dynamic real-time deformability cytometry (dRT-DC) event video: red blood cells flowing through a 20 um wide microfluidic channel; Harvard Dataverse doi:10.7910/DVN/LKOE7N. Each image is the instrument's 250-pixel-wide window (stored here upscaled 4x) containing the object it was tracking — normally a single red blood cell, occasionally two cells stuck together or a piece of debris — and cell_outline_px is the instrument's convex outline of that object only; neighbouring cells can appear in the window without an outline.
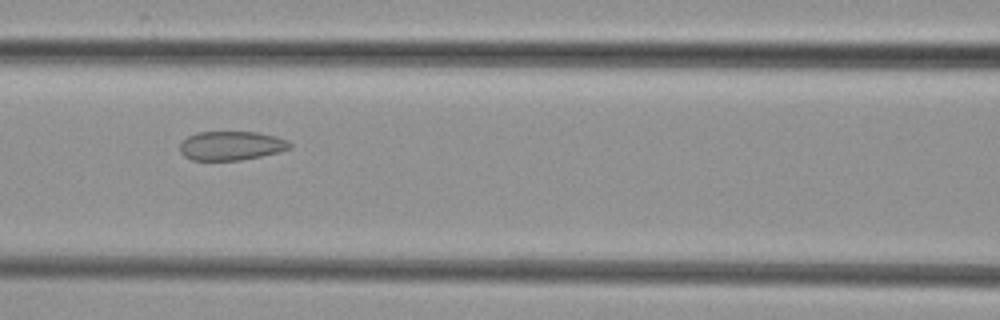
{"species": "common noctule bat (a hibernating species)", "species_latin": "Nyctalus noctula", "temperature_condition": "cold", "stored_images_in_passage": 7, "camera_frame_rate_fps": 3000, "um_per_image_px": 0.085, "animal": {"sex": "female", "body_mass_g": 29.2, "forearm_length_mm": 56.3}, "frame": {"image": 1, "passage_image": 5, "time_ms": 4.667, "image_size_px": [1000, 320], "cell_outline_px": [[292, 148], [280, 152], [240, 160], [192, 160], [184, 156], [180, 152], [180, 144], [188, 136], [196, 132], [256, 132], [276, 136], [288, 140], [292, 144]], "centroid_in_image_um": [19.68, 12.38], "position_along_channel_um": 146.9, "area_um2": 18.67}}
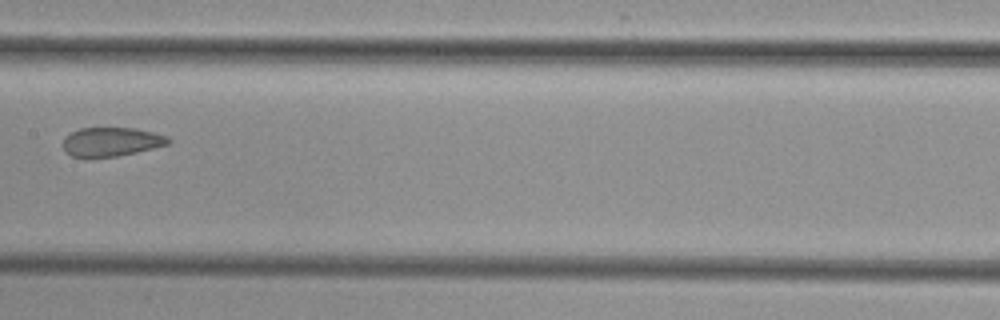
{"frame": {"image": 2, "passage_image": 6, "time_ms": 6.0, "image_size_px": [1000, 320], "cell_outline_px": [[172, 140], [168, 144], [136, 152], [116, 156], [72, 156], [64, 152], [64, 136], [80, 128], [136, 128], [168, 136]], "centroid_in_image_um": [9.47, 12.03], "position_along_channel_um": 197.9, "area_um2": 17.51}}
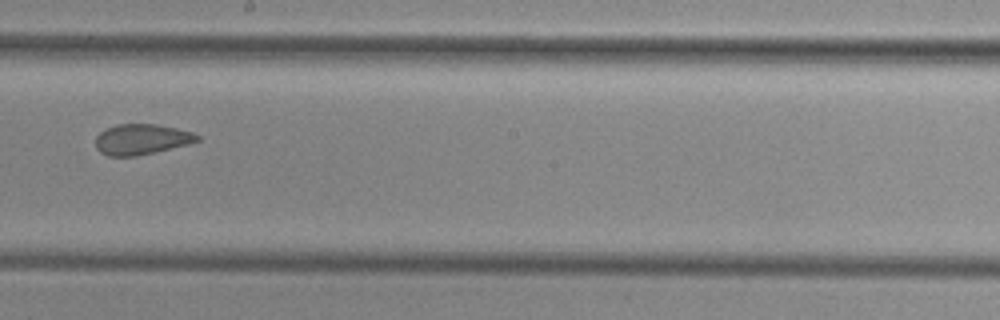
{"frame": {"image": 3, "passage_image": 7, "time_ms": 7.0, "image_size_px": [1000, 320], "cell_outline_px": [[200, 140], [188, 144], [136, 156], [108, 156], [100, 152], [96, 148], [96, 136], [104, 128], [116, 124], [156, 124], [176, 128], [192, 132], [200, 136]], "centroid_in_image_um": [12.0, 11.83], "position_along_channel_um": 236.2, "area_um2": 18.09}}